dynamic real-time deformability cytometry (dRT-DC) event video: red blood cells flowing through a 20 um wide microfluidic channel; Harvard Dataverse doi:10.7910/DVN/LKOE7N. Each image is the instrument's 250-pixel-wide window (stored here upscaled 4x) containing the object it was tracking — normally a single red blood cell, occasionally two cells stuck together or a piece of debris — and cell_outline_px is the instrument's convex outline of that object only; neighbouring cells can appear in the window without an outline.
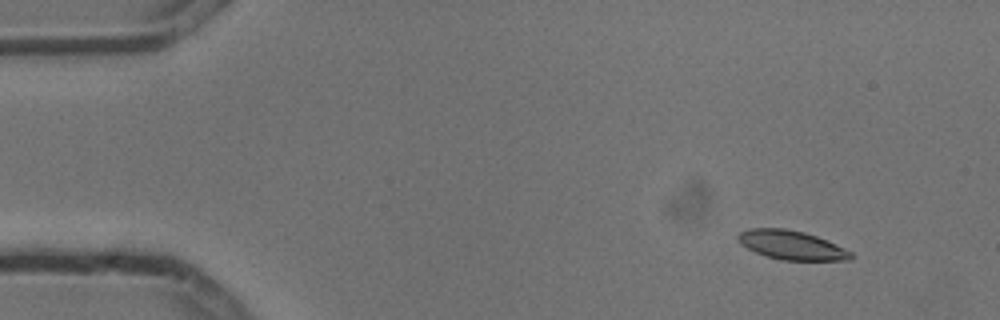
{"species": "common noctule bat (a hibernating species)", "species_latin": "Nyctalus noctula", "temperature_condition": "cold", "stored_images_in_passage": 4, "camera_frame_rate_fps": 3000, "um_per_image_px": 0.085, "animal": {"sex": "male", "body_mass_g": 13.3}, "frame": {"image": 1, "passage_image": 2, "time_ms": 0.333, "image_size_px": [1000, 320], "cell_outline_px": [[856, 256], [852, 260], [784, 260], [768, 256], [756, 252], [740, 244], [736, 240], [736, 236], [740, 232], [752, 228], [784, 228], [804, 232], [828, 240], [852, 252]], "centroid_in_image_um": [67.31, 20.83], "position_along_channel_um": 17.7, "area_um2": 19.13}}